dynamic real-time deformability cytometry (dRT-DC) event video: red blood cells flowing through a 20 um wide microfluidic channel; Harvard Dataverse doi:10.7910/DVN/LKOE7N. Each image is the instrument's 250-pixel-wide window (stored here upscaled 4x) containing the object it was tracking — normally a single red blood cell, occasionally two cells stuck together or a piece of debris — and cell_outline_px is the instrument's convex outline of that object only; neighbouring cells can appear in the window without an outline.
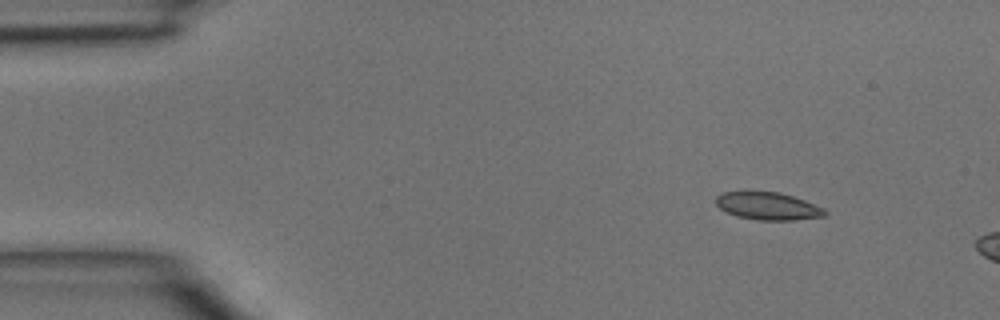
{"species": "common noctule bat (a hibernating species)", "species_latin": "Nyctalus noctula", "temperature_condition": "room temperature", "stored_images_in_passage": 3, "camera_frame_rate_fps": 3000, "um_per_image_px": 0.085, "animal": {"sex": "male", "body_mass_g": 15.6}, "frame": {"image": 1, "passage_image": 1, "time_ms": 0.0, "image_size_px": [1000, 320], "cell_outline_px": [[828, 212], [824, 216], [796, 220], [756, 220], [736, 216], [720, 208], [716, 204], [716, 196], [720, 192], [780, 192], [804, 200], [824, 208]], "centroid_in_image_um": [65.28, 17.52], "position_along_channel_um": 19.7, "area_um2": 17.46}}